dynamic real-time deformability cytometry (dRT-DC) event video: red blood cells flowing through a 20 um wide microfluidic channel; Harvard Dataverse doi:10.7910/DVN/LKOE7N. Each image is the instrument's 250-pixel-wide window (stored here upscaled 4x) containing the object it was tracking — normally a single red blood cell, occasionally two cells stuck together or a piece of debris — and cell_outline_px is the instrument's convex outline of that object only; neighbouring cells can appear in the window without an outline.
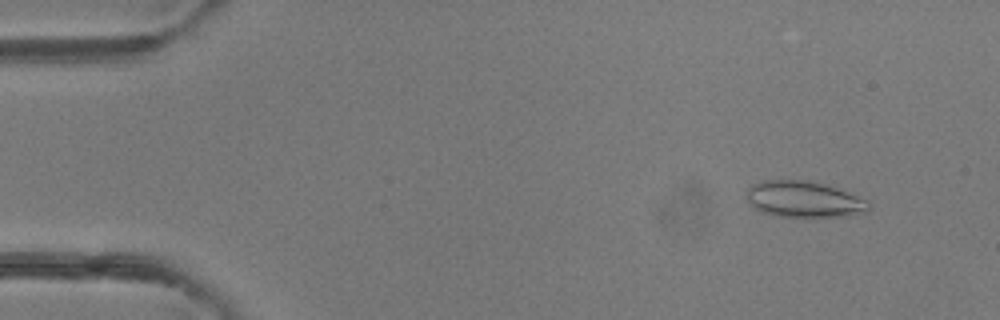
{"species": "common noctule bat (a hibernating species)", "species_latin": "Nyctalus noctula", "temperature_condition": "room temperature", "stored_images_in_passage": 50, "camera_frame_rate_fps": 3000, "um_per_image_px": 0.085, "animal": {"sex": "female"}, "frame": {"image": 1, "passage_image": 5, "time_ms": 1.333, "image_size_px": [1000, 320], "cell_outline_px": [[872, 208], [864, 212], [848, 216], [808, 220], [776, 216], [760, 212], [748, 200], [748, 188], [752, 184], [760, 180], [812, 180], [848, 192], [868, 200]], "centroid_in_image_um": [68.38, 16.99], "position_along_channel_um": 16.6, "area_um2": 26.76}}
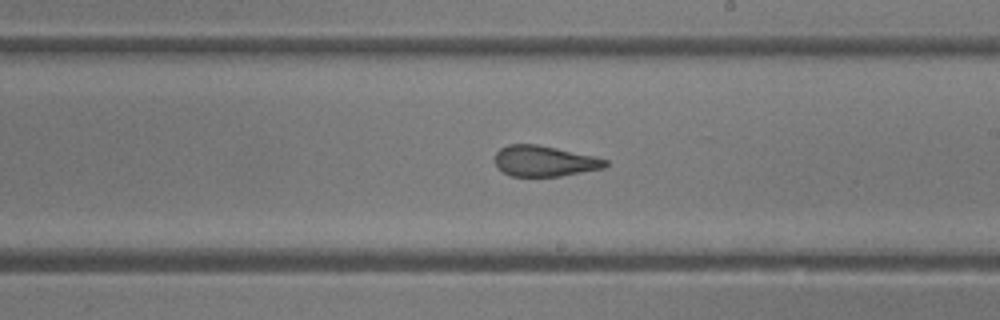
{"frame": {"image": 2, "passage_image": 29, "time_ms": 9.333, "image_size_px": [1000, 320], "cell_outline_px": [[608, 164], [604, 168], [560, 176], [512, 176], [504, 172], [496, 164], [496, 152], [500, 148], [508, 144], [536, 144], [596, 156], [608, 160]], "centroid_in_image_um": [46.31, 13.68], "position_along_channel_um": 242.7, "area_um2": 19.65}}
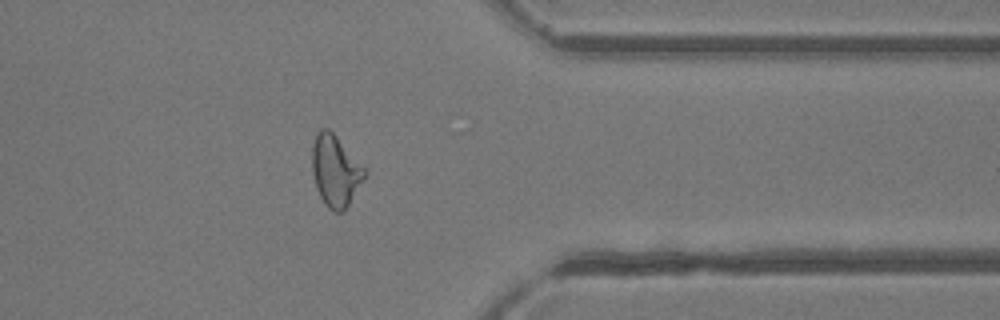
{"frame": {"image": 3, "passage_image": 40, "time_ms": 13.0, "image_size_px": [1000, 320], "cell_outline_px": [[368, 172], [364, 180], [344, 212], [332, 212], [324, 204], [316, 188], [312, 172], [312, 148], [316, 136], [320, 128], [328, 128], [336, 136]], "centroid_in_image_um": [28.51, 14.56], "position_along_channel_um": 382.9, "area_um2": 21.79}, "authors_computed_cell_mechanics": {"area_um2": 22.6287, "velocity_mm_per_s": 4.1611, "shape_relaxation_time_tau1_ms": null, "shape_relaxation_time_tau2_ms": 1.1995, "deformation_change_tau1": null, "deformation_change_tau2": 0.104}}